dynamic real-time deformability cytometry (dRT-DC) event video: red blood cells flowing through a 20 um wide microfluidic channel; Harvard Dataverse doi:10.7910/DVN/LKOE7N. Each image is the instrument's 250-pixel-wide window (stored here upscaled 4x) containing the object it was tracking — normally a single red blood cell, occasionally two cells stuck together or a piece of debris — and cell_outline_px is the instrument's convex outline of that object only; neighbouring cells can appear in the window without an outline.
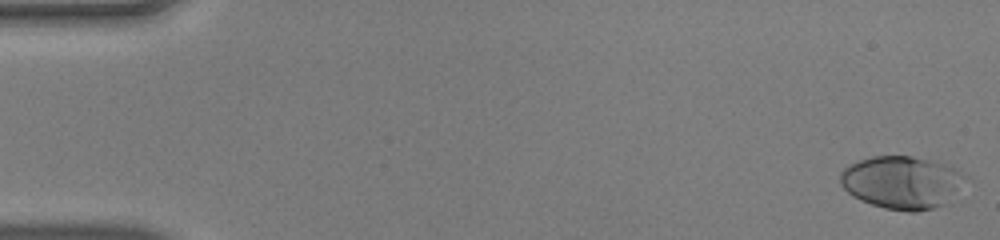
{"species": "human", "species_latin": "Homo sapiens", "temperature_condition": "warm", "stored_images_in_passage": 50, "camera_frame_rate_fps": 3000, "um_per_image_px": 0.085, "donor": {"sex": "male"}, "frame": {"image": 1, "passage_image": 1, "time_ms": 0.0, "image_size_px": [1000, 240], "cell_outline_px": [[968, 176], [944, 204], [932, 208], [916, 212], [908, 212], [884, 208], [860, 200], [852, 196], [840, 184], [840, 172], [844, 168], [860, 160], [872, 156], [912, 156], [944, 164]], "centroid_in_image_um": [76.6, 15.5], "position_along_channel_um": 8.4, "area_um2": 37.92}}
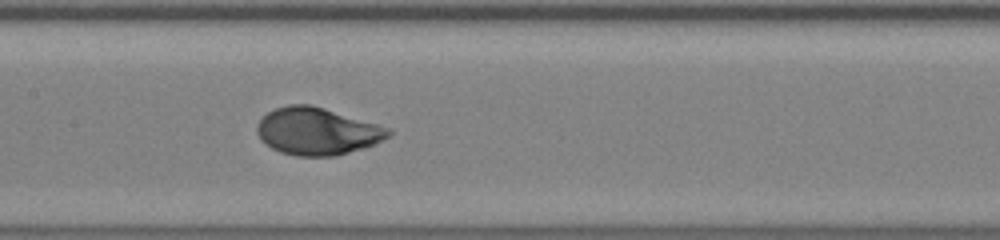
{"frame": {"image": 2, "passage_image": 25, "time_ms": 8.0, "image_size_px": [1000, 240], "cell_outline_px": [[392, 132], [388, 136], [364, 148], [336, 156], [296, 156], [280, 152], [272, 148], [260, 140], [256, 132], [256, 124], [268, 112], [276, 108], [288, 104], [312, 104], [392, 128]], "centroid_in_image_um": [26.94, 11.15], "position_along_channel_um": 180.5, "area_um2": 36.36}}
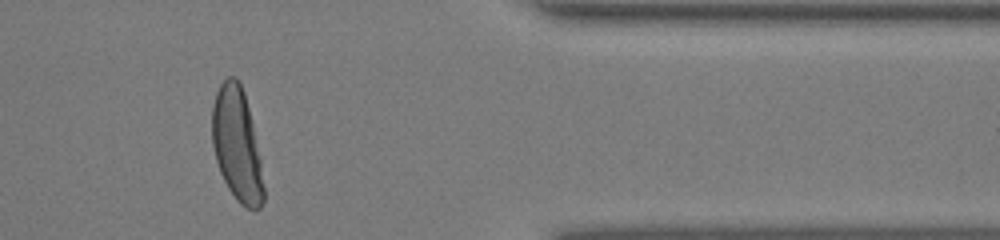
{"frame": {"image": 3, "passage_image": 42, "time_ms": 13.667, "image_size_px": [1000, 240], "cell_outline_px": [[264, 200], [260, 208], [248, 208], [240, 204], [236, 200], [228, 188], [220, 172], [216, 160], [212, 144], [212, 104], [216, 92], [220, 84], [228, 76], [236, 76], [244, 92], [252, 124], [260, 160], [264, 188]], "centroid_in_image_um": [20.12, 12.29], "position_along_channel_um": 391.3, "area_um2": 33.76}, "authors_computed_cell_mechanics": {"area_um2": 35.6048, "velocity_mm_per_s": 4.1017, "shape_relaxation_time_tau1_ms": 3.1409, "shape_relaxation_time_tau2_ms": null, "deformation_change_tau1": 0.2147, "deformation_change_tau2": null}}